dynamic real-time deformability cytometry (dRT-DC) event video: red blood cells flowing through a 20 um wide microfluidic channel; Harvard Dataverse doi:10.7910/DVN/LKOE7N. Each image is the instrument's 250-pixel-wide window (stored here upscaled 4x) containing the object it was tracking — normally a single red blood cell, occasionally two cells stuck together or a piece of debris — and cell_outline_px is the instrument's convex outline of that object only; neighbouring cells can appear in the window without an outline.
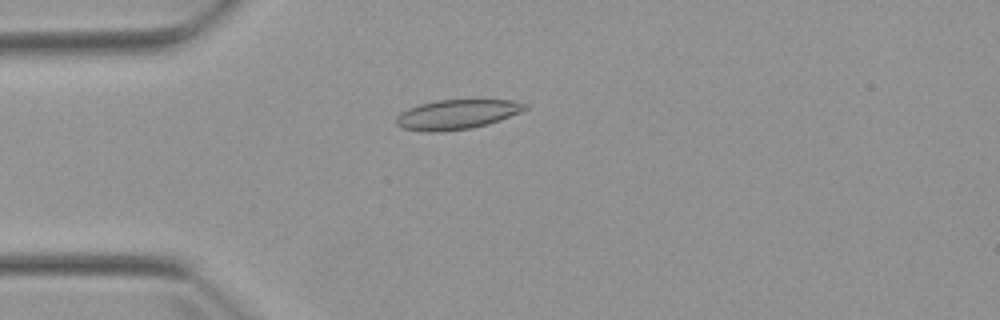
{"species": "Egyptian fruit bat (a non-hibernating species)", "species_latin": "Rousettus aegyptiacus", "temperature_condition": "warm", "stored_images_in_passage": 3, "camera_frame_rate_fps": 3000, "um_per_image_px": 0.085, "animal": {"sex": "female"}, "frame": {"image": 1, "passage_image": 3, "time_ms": 2.333, "image_size_px": [1000, 320], "cell_outline_px": [[528, 108], [520, 112], [500, 120], [488, 124], [472, 128], [440, 132], [428, 132], [404, 128], [396, 124], [396, 116], [400, 112], [408, 108], [420, 104], [436, 100], [512, 100], [528, 104]], "centroid_in_image_um": [38.83, 9.72], "position_along_channel_um": 46.2, "area_um2": 22.25}}